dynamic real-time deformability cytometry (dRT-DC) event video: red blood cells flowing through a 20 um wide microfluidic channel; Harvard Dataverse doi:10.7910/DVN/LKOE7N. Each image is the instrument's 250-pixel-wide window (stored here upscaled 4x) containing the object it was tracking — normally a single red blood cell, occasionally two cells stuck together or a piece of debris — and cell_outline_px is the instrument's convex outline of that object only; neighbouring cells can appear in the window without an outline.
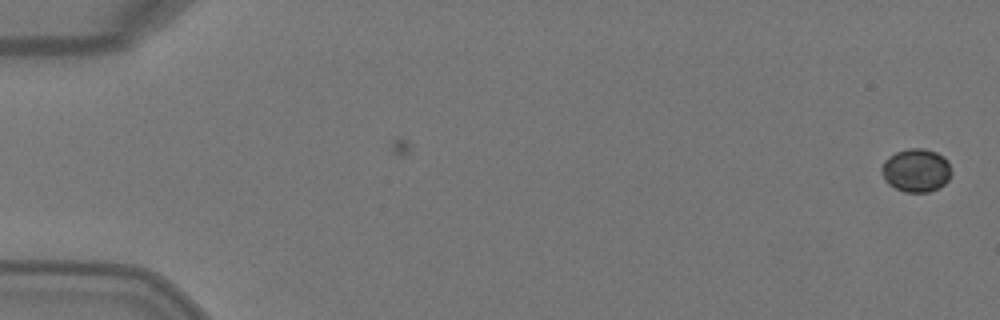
{"species": "Egyptian fruit bat (a non-hibernating species)", "species_latin": "Rousettus aegyptiacus", "temperature_condition": "warm", "stored_images_in_passage": 2, "camera_frame_rate_fps": 3000, "um_per_image_px": 0.085, "animal": {"sex": "female"}, "frame": {"image": 1, "passage_image": 2, "time_ms": 0.333, "image_size_px": [1000, 320], "cell_outline_px": [[952, 172], [948, 180], [940, 188], [928, 192], [904, 192], [888, 184], [884, 180], [880, 168], [884, 160], [888, 156], [896, 152], [908, 148], [924, 148], [936, 152], [944, 156], [948, 160]], "centroid_in_image_um": [77.87, 14.47], "position_along_channel_um": 7.1, "area_um2": 17.92}}